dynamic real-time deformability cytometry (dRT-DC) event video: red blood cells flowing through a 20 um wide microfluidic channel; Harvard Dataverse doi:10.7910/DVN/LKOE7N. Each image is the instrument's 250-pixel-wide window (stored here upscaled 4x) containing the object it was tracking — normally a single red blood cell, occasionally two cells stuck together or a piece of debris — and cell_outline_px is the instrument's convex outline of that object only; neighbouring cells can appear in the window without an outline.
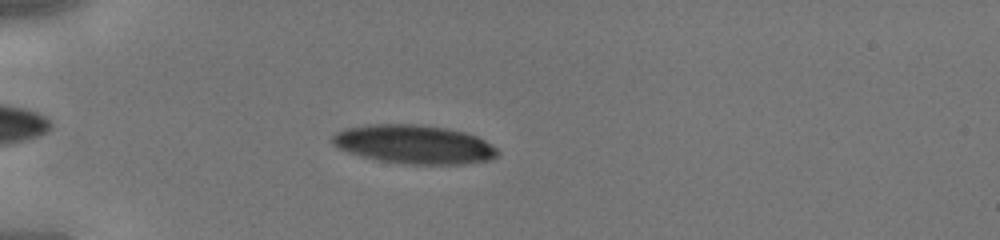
{"species": "human", "species_latin": "Homo sapiens", "temperature_condition": "cold", "stored_images_in_passage": 38, "camera_frame_rate_fps": 3000, "um_per_image_px": 0.085, "donor": {"sex": "male"}, "frame": {"image": 1, "passage_image": 7, "time_ms": 2.0, "image_size_px": [1000, 240], "cell_outline_px": [[500, 156], [492, 160], [468, 164], [404, 164], [380, 160], [360, 156], [348, 152], [332, 144], [332, 136], [336, 132], [344, 128], [368, 124], [416, 124], [448, 128], [468, 132], [484, 140], [496, 148], [500, 152]], "centroid_in_image_um": [35.24, 12.27], "position_along_channel_um": 49.8, "area_um2": 37.74}}
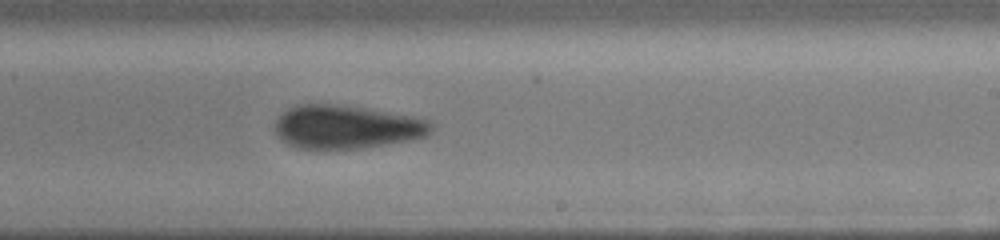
{"frame": {"image": 2, "passage_image": 22, "time_ms": 7.0, "image_size_px": [1000, 240], "cell_outline_px": [[436, 124], [428, 136], [408, 140], [360, 148], [300, 148], [288, 144], [276, 132], [276, 120], [288, 108], [296, 104], [332, 104], [364, 108], [412, 116], [432, 120]], "centroid_in_image_um": [29.51, 10.77], "position_along_channel_um": 259.5, "area_um2": 39.19}}
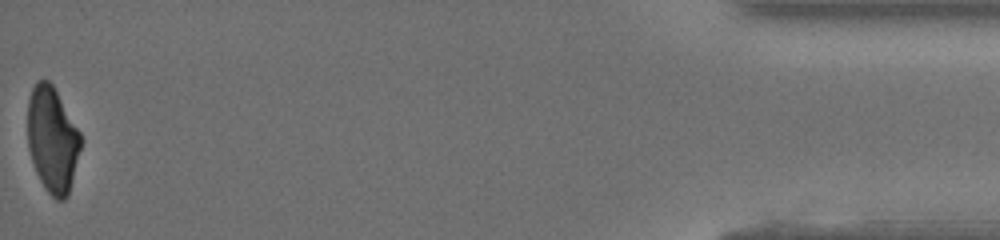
{"frame": {"image": 3, "passage_image": 38, "time_ms": 12.333, "image_size_px": [1000, 240], "cell_outline_px": [[84, 140], [68, 196], [64, 200], [56, 200], [44, 188], [36, 172], [28, 148], [28, 100], [32, 88], [36, 80], [48, 80], [52, 84], [80, 132]], "centroid_in_image_um": [4.47, 11.89], "position_along_channel_um": 430.7, "area_um2": 32.95}}